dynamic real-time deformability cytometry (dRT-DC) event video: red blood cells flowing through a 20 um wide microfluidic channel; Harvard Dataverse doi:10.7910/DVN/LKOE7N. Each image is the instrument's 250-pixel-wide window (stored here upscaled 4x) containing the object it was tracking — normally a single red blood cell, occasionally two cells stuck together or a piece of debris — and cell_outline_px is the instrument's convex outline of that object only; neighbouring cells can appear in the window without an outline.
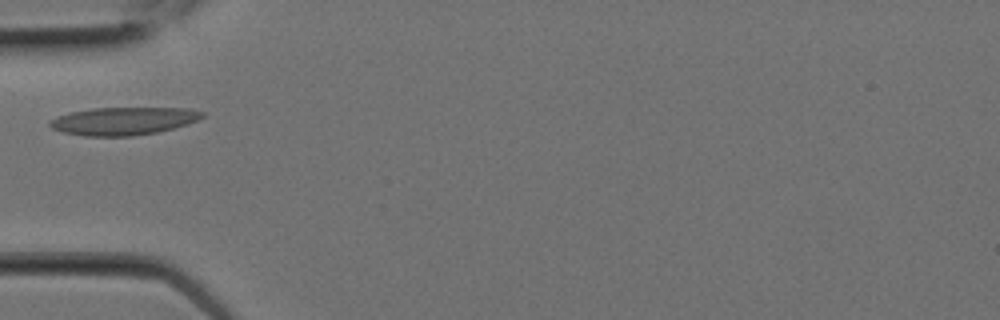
{"species": "Egyptian fruit bat (a non-hibernating species)", "species_latin": "Rousettus aegyptiacus", "temperature_condition": "room temperature", "stored_images_in_passage": 6, "camera_frame_rate_fps": 3000, "um_per_image_px": 0.085, "animal": {"sex": "female"}, "frame": {"image": 1, "passage_image": 4, "time_ms": 1.0, "image_size_px": [1000, 320], "cell_outline_px": [[204, 116], [188, 124], [156, 132], [132, 136], [84, 136], [64, 132], [52, 128], [48, 124], [48, 120], [56, 116], [72, 112], [92, 108], [188, 108], [204, 112]], "centroid_in_image_um": [10.46, 10.28], "position_along_channel_um": 74.5, "area_um2": 24.62}}
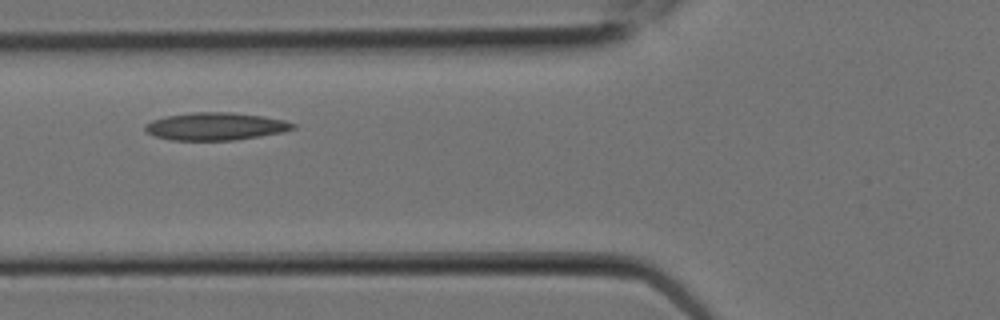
{"frame": {"image": 2, "passage_image": 5, "time_ms": 1.333, "image_size_px": [1000, 320], "cell_outline_px": [[296, 128], [284, 132], [232, 140], [172, 140], [152, 136], [144, 128], [144, 124], [152, 120], [168, 116], [192, 112], [232, 112], [264, 116], [284, 120], [296, 124]], "centroid_in_image_um": [18.33, 10.74], "position_along_channel_um": 107.5, "area_um2": 23.81}}
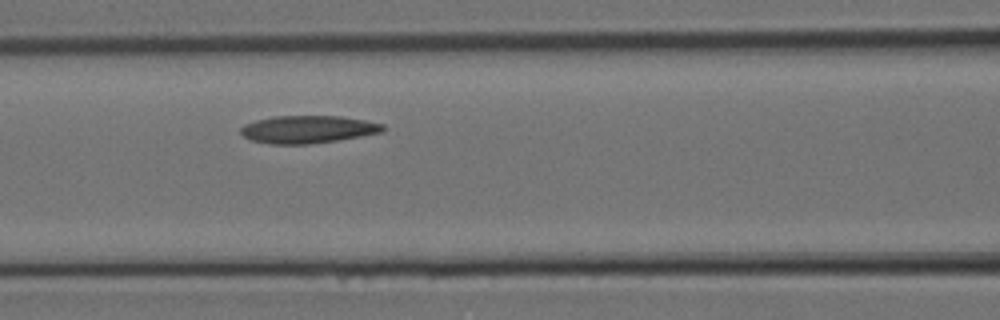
{"frame": {"image": 3, "passage_image": 6, "time_ms": 1.667, "image_size_px": [1000, 320], "cell_outline_px": [[388, 128], [384, 132], [336, 140], [308, 144], [272, 144], [248, 140], [240, 132], [240, 128], [244, 124], [256, 120], [276, 116], [340, 116], [364, 120], [384, 124]], "centroid_in_image_um": [26.17, 10.99], "position_along_channel_um": 140.4, "area_um2": 22.95}}